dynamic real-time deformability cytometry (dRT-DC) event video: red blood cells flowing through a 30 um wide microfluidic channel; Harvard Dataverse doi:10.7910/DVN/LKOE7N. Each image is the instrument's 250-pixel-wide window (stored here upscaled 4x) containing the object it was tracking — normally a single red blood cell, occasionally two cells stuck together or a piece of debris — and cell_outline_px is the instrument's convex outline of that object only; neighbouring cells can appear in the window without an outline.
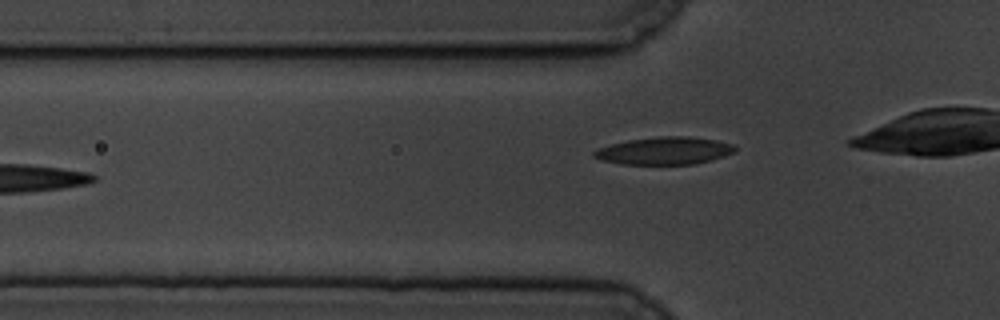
{"species": "common noctule bat (a hibernating species)", "species_latin": "Nyctalus noctula", "temperature_condition": "cold", "stored_images_in_passage": 24, "camera_frame_rate_fps": 3000, "um_per_image_px": 0.085, "animal": {"sex": "male", "body_mass_g": 19.5, "forearm_length_mm": 54.6}, "frame": {"image": 1, "passage_image": 3, "time_ms": 0.667, "image_size_px": [1000, 320], "cell_outline_px": [[736, 152], [712, 160], [692, 164], [620, 164], [600, 160], [592, 156], [592, 152], [596, 148], [628, 140], [656, 136], [688, 136], [716, 140], [732, 144], [736, 148]], "centroid_in_image_um": [56.45, 12.81], "position_along_channel_um": 69.3, "area_um2": 22.77}}
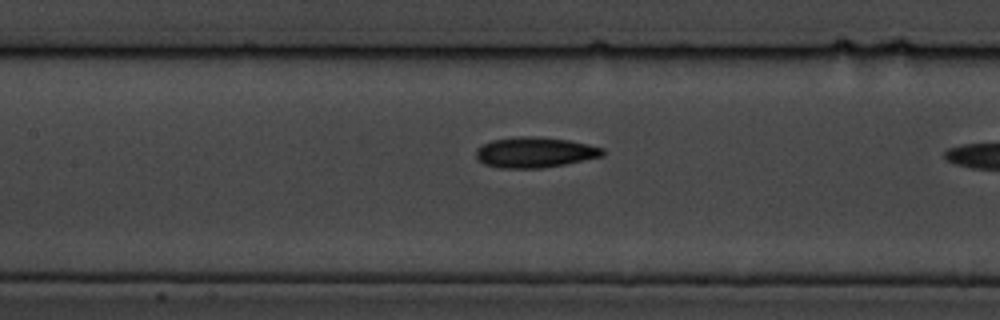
{"frame": {"image": 2, "passage_image": 11, "time_ms": 3.333, "image_size_px": [1000, 320], "cell_outline_px": [[604, 156], [564, 164], [540, 168], [500, 168], [484, 164], [476, 160], [476, 148], [492, 140], [516, 136], [536, 136], [568, 140], [588, 144], [604, 148]], "centroid_in_image_um": [45.44, 12.94], "position_along_channel_um": 162.0, "area_um2": 22.6}}
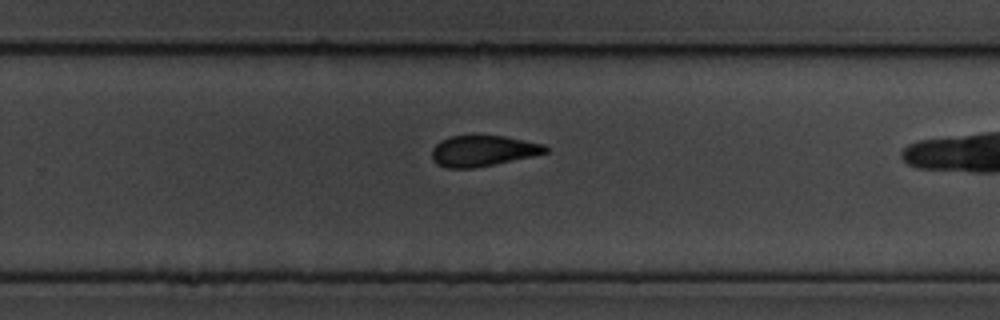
{"frame": {"image": 3, "passage_image": 22, "time_ms": 7.0, "image_size_px": [1000, 320], "cell_outline_px": [[548, 152], [532, 156], [472, 168], [448, 168], [436, 164], [432, 160], [432, 148], [440, 140], [448, 136], [504, 136], [544, 144], [548, 148]], "centroid_in_image_um": [41.01, 12.82], "position_along_channel_um": 288.8, "area_um2": 20.23}}